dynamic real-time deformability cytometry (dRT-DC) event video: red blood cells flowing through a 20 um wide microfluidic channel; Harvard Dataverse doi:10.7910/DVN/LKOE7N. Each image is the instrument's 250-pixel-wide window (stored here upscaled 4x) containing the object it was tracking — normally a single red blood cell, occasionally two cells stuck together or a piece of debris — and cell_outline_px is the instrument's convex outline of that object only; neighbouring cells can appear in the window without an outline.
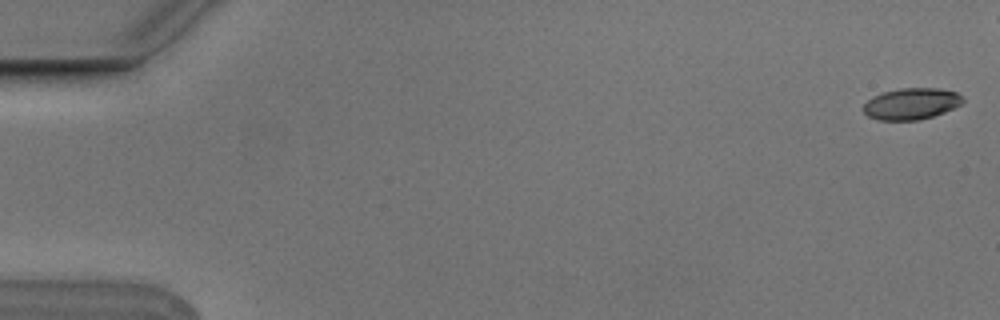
{"species": "Egyptian fruit bat (a non-hibernating species)", "species_latin": "Rousettus aegyptiacus", "temperature_condition": "cold", "stored_images_in_passage": 2, "camera_frame_rate_fps": 3000, "um_per_image_px": 0.085, "animal": {"sex": "male"}, "frame": {"image": 1, "passage_image": 1, "time_ms": 0.0, "image_size_px": [1000, 320], "cell_outline_px": [[964, 100], [960, 104], [944, 112], [920, 120], [880, 120], [868, 116], [864, 112], [864, 104], [872, 96], [884, 92], [900, 88], [940, 88], [956, 92], [964, 96]], "centroid_in_image_um": [77.47, 8.81], "position_along_channel_um": 7.5, "area_um2": 18.15}}